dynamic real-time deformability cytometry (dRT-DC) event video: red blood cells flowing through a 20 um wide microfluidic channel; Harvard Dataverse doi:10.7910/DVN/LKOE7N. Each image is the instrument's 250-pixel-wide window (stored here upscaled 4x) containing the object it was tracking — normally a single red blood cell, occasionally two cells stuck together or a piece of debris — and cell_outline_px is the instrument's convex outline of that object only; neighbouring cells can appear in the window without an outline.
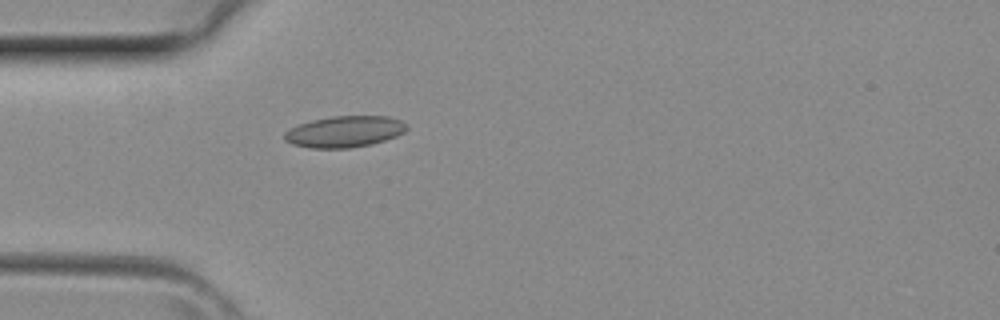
{"species": "common noctule bat (a hibernating species)", "species_latin": "Nyctalus noctula", "temperature_condition": "room temperature", "stored_images_in_passage": 1, "camera_frame_rate_fps": 3000, "um_per_image_px": 0.085, "animal": {"sex": "female", "body_mass_g": 29.2, "forearm_length_mm": 56.3}, "frame": {"image": 1, "passage_image": 1, "time_ms": 0.0, "image_size_px": [1000, 320], "cell_outline_px": [[408, 128], [404, 132], [396, 136], [372, 144], [348, 148], [312, 148], [292, 144], [284, 140], [284, 132], [300, 124], [312, 120], [332, 116], [388, 116], [404, 120], [408, 124]], "centroid_in_image_um": [29.33, 11.18], "position_along_channel_um": 55.7, "area_um2": 22.37}}